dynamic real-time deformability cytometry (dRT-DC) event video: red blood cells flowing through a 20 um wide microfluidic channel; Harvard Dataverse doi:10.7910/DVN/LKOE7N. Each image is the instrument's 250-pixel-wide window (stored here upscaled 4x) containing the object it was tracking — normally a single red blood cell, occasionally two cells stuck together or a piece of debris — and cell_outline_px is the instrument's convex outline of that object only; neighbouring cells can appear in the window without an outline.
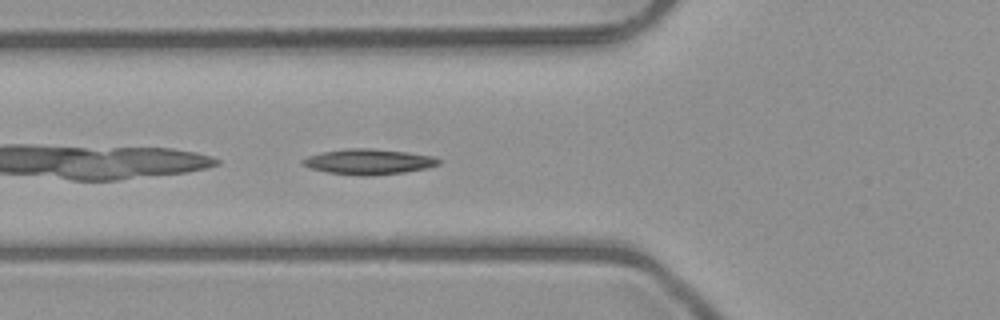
{"species": "common noctule bat (a hibernating species)", "species_latin": "Nyctalus noctula", "temperature_condition": "room temperature", "stored_images_in_passage": 9, "camera_frame_rate_fps": 3000, "um_per_image_px": 0.085, "animal": {"sex": "male", "body_mass_g": 23.1, "forearm_length_mm": 52.7}, "frame": {"image": 1, "passage_image": 4, "time_ms": 1.0, "image_size_px": [1000, 320], "cell_outline_px": [[440, 164], [428, 168], [404, 172], [372, 176], [360, 176], [328, 172], [312, 168], [300, 164], [300, 160], [308, 156], [324, 152], [348, 148], [372, 148], [408, 152], [436, 156], [440, 160]], "centroid_in_image_um": [31.37, 13.74], "position_along_channel_um": 94.4, "area_um2": 20.29}}